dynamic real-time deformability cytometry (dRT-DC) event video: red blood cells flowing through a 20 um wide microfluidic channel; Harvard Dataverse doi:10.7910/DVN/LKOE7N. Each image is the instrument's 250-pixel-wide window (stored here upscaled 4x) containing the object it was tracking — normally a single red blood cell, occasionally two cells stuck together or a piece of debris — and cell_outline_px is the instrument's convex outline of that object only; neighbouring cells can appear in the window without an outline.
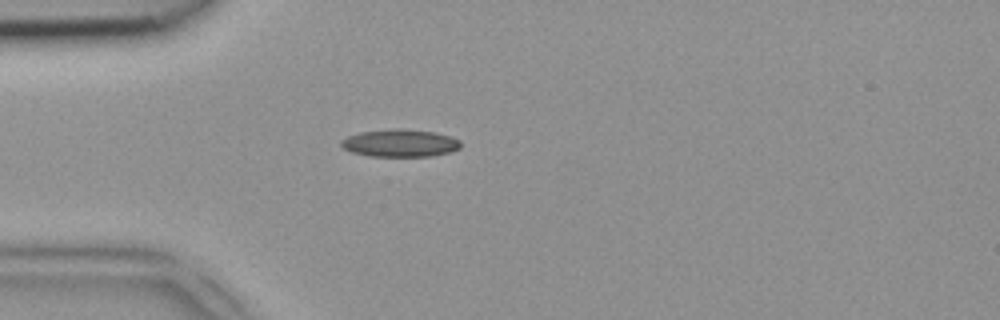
{"species": "common noctule bat (a hibernating species)", "species_latin": "Nyctalus noctula", "temperature_condition": "room temperature", "stored_images_in_passage": 47, "camera_frame_rate_fps": 3000, "um_per_image_px": 0.085, "animal": {"sex": "female", "body_mass_g": 18.4}, "frame": {"image": 1, "passage_image": 13, "time_ms": 4.0, "image_size_px": [1000, 320], "cell_outline_px": [[460, 148], [452, 152], [432, 156], [368, 156], [352, 152], [344, 148], [340, 144], [340, 140], [348, 136], [360, 132], [392, 128], [400, 128], [436, 132], [452, 136], [460, 140]], "centroid_in_image_um": [34.03, 12.15], "position_along_channel_um": 51.0, "area_um2": 19.42}}
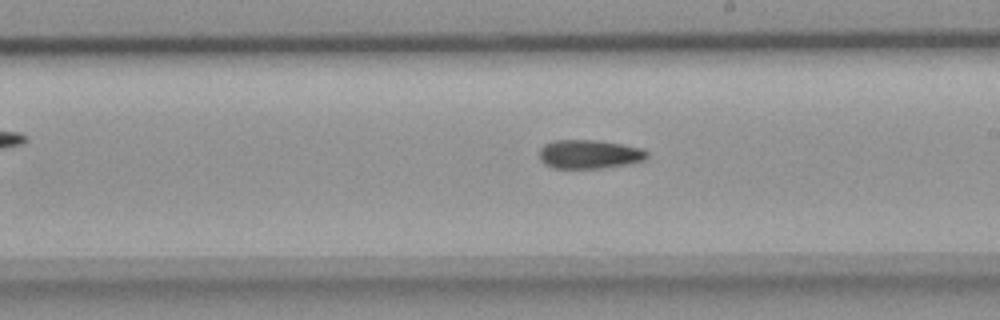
{"frame": {"image": 2, "passage_image": 27, "time_ms": 8.667, "image_size_px": [1000, 320], "cell_outline_px": [[648, 156], [644, 160], [628, 164], [604, 168], [552, 168], [544, 164], [540, 160], [540, 148], [544, 144], [556, 140], [596, 140], [644, 148], [648, 152]], "centroid_in_image_um": [50.1, 13.11], "position_along_channel_um": 238.9, "area_um2": 18.21}}
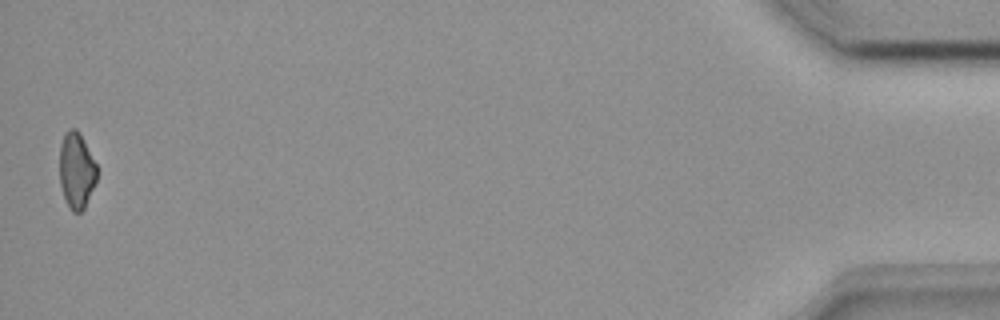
{"frame": {"image": 3, "passage_image": 47, "time_ms": 15.333, "image_size_px": [1000, 320], "cell_outline_px": [[96, 180], [84, 208], [80, 212], [72, 212], [64, 196], [60, 184], [60, 144], [64, 132], [68, 128], [76, 128], [80, 132], [96, 164]], "centroid_in_image_um": [6.48, 14.43], "position_along_channel_um": 428.7, "area_um2": 16.42}}